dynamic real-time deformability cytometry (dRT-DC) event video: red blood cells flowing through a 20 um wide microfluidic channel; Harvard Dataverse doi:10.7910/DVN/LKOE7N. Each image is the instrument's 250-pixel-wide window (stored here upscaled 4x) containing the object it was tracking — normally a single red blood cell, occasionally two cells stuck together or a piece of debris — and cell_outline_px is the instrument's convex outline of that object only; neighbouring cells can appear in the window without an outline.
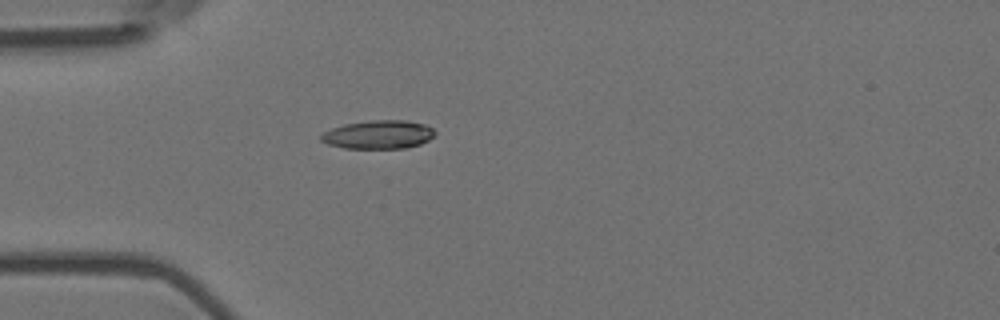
{"species": "Egyptian fruit bat (a non-hibernating species)", "species_latin": "Rousettus aegyptiacus", "temperature_condition": "room temperature", "stored_images_in_passage": 1, "camera_frame_rate_fps": 3000, "um_per_image_px": 0.085, "animal": {"sex": "female"}, "frame": {"image": 1, "passage_image": 1, "time_ms": 0.0, "image_size_px": [1000, 320], "cell_outline_px": [[436, 132], [428, 140], [420, 144], [404, 148], [344, 148], [328, 144], [320, 140], [320, 136], [324, 132], [332, 128], [344, 124], [372, 120], [408, 120], [424, 124], [432, 128]], "centroid_in_image_um": [32.16, 11.43], "position_along_channel_um": 52.8, "area_um2": 18.84}}